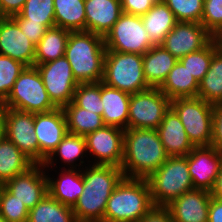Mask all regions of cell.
Segmentation results:
<instances>
[{"instance_id":"6da1fadb","label":"cell","mask_w":222,"mask_h":222,"mask_svg":"<svg viewBox=\"0 0 222 222\" xmlns=\"http://www.w3.org/2000/svg\"><path fill=\"white\" fill-rule=\"evenodd\" d=\"M91 165L82 169L83 193L72 207L78 222H104L107 201L124 177L120 167Z\"/></svg>"},{"instance_id":"7a4b0ae2","label":"cell","mask_w":222,"mask_h":222,"mask_svg":"<svg viewBox=\"0 0 222 222\" xmlns=\"http://www.w3.org/2000/svg\"><path fill=\"white\" fill-rule=\"evenodd\" d=\"M168 155L156 129L128 128L124 130V177L147 179L167 159Z\"/></svg>"},{"instance_id":"3957f363","label":"cell","mask_w":222,"mask_h":222,"mask_svg":"<svg viewBox=\"0 0 222 222\" xmlns=\"http://www.w3.org/2000/svg\"><path fill=\"white\" fill-rule=\"evenodd\" d=\"M105 53L104 37L87 31L70 32L65 57L78 83L102 82Z\"/></svg>"},{"instance_id":"277c9868","label":"cell","mask_w":222,"mask_h":222,"mask_svg":"<svg viewBox=\"0 0 222 222\" xmlns=\"http://www.w3.org/2000/svg\"><path fill=\"white\" fill-rule=\"evenodd\" d=\"M153 206L147 179L123 177L107 201L104 222H139Z\"/></svg>"},{"instance_id":"5b68a950","label":"cell","mask_w":222,"mask_h":222,"mask_svg":"<svg viewBox=\"0 0 222 222\" xmlns=\"http://www.w3.org/2000/svg\"><path fill=\"white\" fill-rule=\"evenodd\" d=\"M154 206H167L183 193L193 188L188 170V155L168 159L148 178Z\"/></svg>"},{"instance_id":"8992f818","label":"cell","mask_w":222,"mask_h":222,"mask_svg":"<svg viewBox=\"0 0 222 222\" xmlns=\"http://www.w3.org/2000/svg\"><path fill=\"white\" fill-rule=\"evenodd\" d=\"M102 82L134 94L150 89L143 73V55L106 51Z\"/></svg>"},{"instance_id":"52a82bcc","label":"cell","mask_w":222,"mask_h":222,"mask_svg":"<svg viewBox=\"0 0 222 222\" xmlns=\"http://www.w3.org/2000/svg\"><path fill=\"white\" fill-rule=\"evenodd\" d=\"M1 105L30 113L49 112L57 108L49 98L35 66L24 68Z\"/></svg>"},{"instance_id":"ba28073f","label":"cell","mask_w":222,"mask_h":222,"mask_svg":"<svg viewBox=\"0 0 222 222\" xmlns=\"http://www.w3.org/2000/svg\"><path fill=\"white\" fill-rule=\"evenodd\" d=\"M170 108L180 118L194 147L211 146L214 105L201 98H177Z\"/></svg>"},{"instance_id":"9c48e42d","label":"cell","mask_w":222,"mask_h":222,"mask_svg":"<svg viewBox=\"0 0 222 222\" xmlns=\"http://www.w3.org/2000/svg\"><path fill=\"white\" fill-rule=\"evenodd\" d=\"M106 51L144 55L155 44L145 30L141 16L122 13L104 37Z\"/></svg>"},{"instance_id":"30bf717a","label":"cell","mask_w":222,"mask_h":222,"mask_svg":"<svg viewBox=\"0 0 222 222\" xmlns=\"http://www.w3.org/2000/svg\"><path fill=\"white\" fill-rule=\"evenodd\" d=\"M170 102L159 88L131 94L128 128L157 129L170 109Z\"/></svg>"},{"instance_id":"8fae6325","label":"cell","mask_w":222,"mask_h":222,"mask_svg":"<svg viewBox=\"0 0 222 222\" xmlns=\"http://www.w3.org/2000/svg\"><path fill=\"white\" fill-rule=\"evenodd\" d=\"M42 78L52 103L57 108L68 105L79 85L73 76L70 63L65 56L35 66Z\"/></svg>"},{"instance_id":"7c38bea8","label":"cell","mask_w":222,"mask_h":222,"mask_svg":"<svg viewBox=\"0 0 222 222\" xmlns=\"http://www.w3.org/2000/svg\"><path fill=\"white\" fill-rule=\"evenodd\" d=\"M87 153L93 165H112L121 168L123 162L124 129L105 125L85 136ZM97 159V160H96Z\"/></svg>"},{"instance_id":"4fadbf2b","label":"cell","mask_w":222,"mask_h":222,"mask_svg":"<svg viewBox=\"0 0 222 222\" xmlns=\"http://www.w3.org/2000/svg\"><path fill=\"white\" fill-rule=\"evenodd\" d=\"M5 137L35 164H39V144L34 133V113L4 107Z\"/></svg>"},{"instance_id":"5bb4252c","label":"cell","mask_w":222,"mask_h":222,"mask_svg":"<svg viewBox=\"0 0 222 222\" xmlns=\"http://www.w3.org/2000/svg\"><path fill=\"white\" fill-rule=\"evenodd\" d=\"M214 37L201 24L177 22L161 44L177 60L204 48Z\"/></svg>"},{"instance_id":"9a60e30c","label":"cell","mask_w":222,"mask_h":222,"mask_svg":"<svg viewBox=\"0 0 222 222\" xmlns=\"http://www.w3.org/2000/svg\"><path fill=\"white\" fill-rule=\"evenodd\" d=\"M34 133L39 144V164H43L68 133L63 109L34 113Z\"/></svg>"},{"instance_id":"2e32d148","label":"cell","mask_w":222,"mask_h":222,"mask_svg":"<svg viewBox=\"0 0 222 222\" xmlns=\"http://www.w3.org/2000/svg\"><path fill=\"white\" fill-rule=\"evenodd\" d=\"M222 167V153L213 146L194 147L188 154V170L194 189L211 192Z\"/></svg>"},{"instance_id":"e0dca14e","label":"cell","mask_w":222,"mask_h":222,"mask_svg":"<svg viewBox=\"0 0 222 222\" xmlns=\"http://www.w3.org/2000/svg\"><path fill=\"white\" fill-rule=\"evenodd\" d=\"M46 174L43 164H34L27 171L7 180L3 186L30 210L48 194Z\"/></svg>"},{"instance_id":"ac0fdd59","label":"cell","mask_w":222,"mask_h":222,"mask_svg":"<svg viewBox=\"0 0 222 222\" xmlns=\"http://www.w3.org/2000/svg\"><path fill=\"white\" fill-rule=\"evenodd\" d=\"M36 45L26 37L12 17L0 20V54L26 67L34 66Z\"/></svg>"},{"instance_id":"d6986e66","label":"cell","mask_w":222,"mask_h":222,"mask_svg":"<svg viewBox=\"0 0 222 222\" xmlns=\"http://www.w3.org/2000/svg\"><path fill=\"white\" fill-rule=\"evenodd\" d=\"M211 192L192 189L165 206L173 222H208Z\"/></svg>"},{"instance_id":"ffe728a7","label":"cell","mask_w":222,"mask_h":222,"mask_svg":"<svg viewBox=\"0 0 222 222\" xmlns=\"http://www.w3.org/2000/svg\"><path fill=\"white\" fill-rule=\"evenodd\" d=\"M86 31L105 37L122 11L121 0H85Z\"/></svg>"},{"instance_id":"44dd1931","label":"cell","mask_w":222,"mask_h":222,"mask_svg":"<svg viewBox=\"0 0 222 222\" xmlns=\"http://www.w3.org/2000/svg\"><path fill=\"white\" fill-rule=\"evenodd\" d=\"M156 130L169 157L187 156L193 150L180 118L171 108Z\"/></svg>"},{"instance_id":"7402d4cb","label":"cell","mask_w":222,"mask_h":222,"mask_svg":"<svg viewBox=\"0 0 222 222\" xmlns=\"http://www.w3.org/2000/svg\"><path fill=\"white\" fill-rule=\"evenodd\" d=\"M130 95L101 82L102 118L105 125L128 129Z\"/></svg>"},{"instance_id":"603a6c76","label":"cell","mask_w":222,"mask_h":222,"mask_svg":"<svg viewBox=\"0 0 222 222\" xmlns=\"http://www.w3.org/2000/svg\"><path fill=\"white\" fill-rule=\"evenodd\" d=\"M59 178H51L47 175L48 193L66 206L73 207L83 193L82 170L66 169L58 173Z\"/></svg>"},{"instance_id":"cb8c5ba5","label":"cell","mask_w":222,"mask_h":222,"mask_svg":"<svg viewBox=\"0 0 222 222\" xmlns=\"http://www.w3.org/2000/svg\"><path fill=\"white\" fill-rule=\"evenodd\" d=\"M178 60L162 45L151 47L143 55V73L151 88H159Z\"/></svg>"},{"instance_id":"d4e9b609","label":"cell","mask_w":222,"mask_h":222,"mask_svg":"<svg viewBox=\"0 0 222 222\" xmlns=\"http://www.w3.org/2000/svg\"><path fill=\"white\" fill-rule=\"evenodd\" d=\"M198 88L199 83L197 80L179 60L159 87L170 100L197 97Z\"/></svg>"},{"instance_id":"484cf974","label":"cell","mask_w":222,"mask_h":222,"mask_svg":"<svg viewBox=\"0 0 222 222\" xmlns=\"http://www.w3.org/2000/svg\"><path fill=\"white\" fill-rule=\"evenodd\" d=\"M141 18L145 30L155 45H161L165 36L177 23L173 12L162 0L155 3Z\"/></svg>"},{"instance_id":"4316f807","label":"cell","mask_w":222,"mask_h":222,"mask_svg":"<svg viewBox=\"0 0 222 222\" xmlns=\"http://www.w3.org/2000/svg\"><path fill=\"white\" fill-rule=\"evenodd\" d=\"M83 155L84 157L88 155L85 136L67 133L43 165L46 170L49 169L50 166L55 167L54 163L57 162V156H59L58 158L62 160V163H65L63 165H67V167L69 165V169H77V166L84 167V165H82L85 162L83 161ZM79 159V164H76V161Z\"/></svg>"},{"instance_id":"83f0119b","label":"cell","mask_w":222,"mask_h":222,"mask_svg":"<svg viewBox=\"0 0 222 222\" xmlns=\"http://www.w3.org/2000/svg\"><path fill=\"white\" fill-rule=\"evenodd\" d=\"M35 163L5 136L0 140V185L27 171Z\"/></svg>"},{"instance_id":"f1b7e54d","label":"cell","mask_w":222,"mask_h":222,"mask_svg":"<svg viewBox=\"0 0 222 222\" xmlns=\"http://www.w3.org/2000/svg\"><path fill=\"white\" fill-rule=\"evenodd\" d=\"M70 31L61 27L48 28L36 45L34 66L44 64L65 56Z\"/></svg>"},{"instance_id":"f546056e","label":"cell","mask_w":222,"mask_h":222,"mask_svg":"<svg viewBox=\"0 0 222 222\" xmlns=\"http://www.w3.org/2000/svg\"><path fill=\"white\" fill-rule=\"evenodd\" d=\"M55 26L70 32L86 31L85 0H53Z\"/></svg>"},{"instance_id":"4dcf8cb0","label":"cell","mask_w":222,"mask_h":222,"mask_svg":"<svg viewBox=\"0 0 222 222\" xmlns=\"http://www.w3.org/2000/svg\"><path fill=\"white\" fill-rule=\"evenodd\" d=\"M27 222H78L72 207L54 199L49 193L29 210Z\"/></svg>"},{"instance_id":"1f68e13d","label":"cell","mask_w":222,"mask_h":222,"mask_svg":"<svg viewBox=\"0 0 222 222\" xmlns=\"http://www.w3.org/2000/svg\"><path fill=\"white\" fill-rule=\"evenodd\" d=\"M198 98L212 105L222 103V48L212 56L208 72L199 82Z\"/></svg>"},{"instance_id":"d6a6232c","label":"cell","mask_w":222,"mask_h":222,"mask_svg":"<svg viewBox=\"0 0 222 222\" xmlns=\"http://www.w3.org/2000/svg\"><path fill=\"white\" fill-rule=\"evenodd\" d=\"M65 114L68 133L86 136L105 126L101 115L77 107L72 101L62 108Z\"/></svg>"},{"instance_id":"836d02e7","label":"cell","mask_w":222,"mask_h":222,"mask_svg":"<svg viewBox=\"0 0 222 222\" xmlns=\"http://www.w3.org/2000/svg\"><path fill=\"white\" fill-rule=\"evenodd\" d=\"M220 48L213 38L204 48L179 59L199 83L208 72L213 54Z\"/></svg>"},{"instance_id":"e575fe53","label":"cell","mask_w":222,"mask_h":222,"mask_svg":"<svg viewBox=\"0 0 222 222\" xmlns=\"http://www.w3.org/2000/svg\"><path fill=\"white\" fill-rule=\"evenodd\" d=\"M72 102L83 109L102 116L101 82L79 83L75 89Z\"/></svg>"},{"instance_id":"d590c367","label":"cell","mask_w":222,"mask_h":222,"mask_svg":"<svg viewBox=\"0 0 222 222\" xmlns=\"http://www.w3.org/2000/svg\"><path fill=\"white\" fill-rule=\"evenodd\" d=\"M30 22L41 23L47 28L55 26L53 0H26L22 11L19 13Z\"/></svg>"},{"instance_id":"8d00e7d4","label":"cell","mask_w":222,"mask_h":222,"mask_svg":"<svg viewBox=\"0 0 222 222\" xmlns=\"http://www.w3.org/2000/svg\"><path fill=\"white\" fill-rule=\"evenodd\" d=\"M0 216L6 222H27L29 209L0 185Z\"/></svg>"},{"instance_id":"74e56055","label":"cell","mask_w":222,"mask_h":222,"mask_svg":"<svg viewBox=\"0 0 222 222\" xmlns=\"http://www.w3.org/2000/svg\"><path fill=\"white\" fill-rule=\"evenodd\" d=\"M173 12L177 22L201 23L204 0H162Z\"/></svg>"},{"instance_id":"f35d334b","label":"cell","mask_w":222,"mask_h":222,"mask_svg":"<svg viewBox=\"0 0 222 222\" xmlns=\"http://www.w3.org/2000/svg\"><path fill=\"white\" fill-rule=\"evenodd\" d=\"M25 67L21 62L0 54V105L10 94L15 81Z\"/></svg>"},{"instance_id":"ab89813d","label":"cell","mask_w":222,"mask_h":222,"mask_svg":"<svg viewBox=\"0 0 222 222\" xmlns=\"http://www.w3.org/2000/svg\"><path fill=\"white\" fill-rule=\"evenodd\" d=\"M201 24L215 38L222 30V0H204Z\"/></svg>"},{"instance_id":"60d3db41","label":"cell","mask_w":222,"mask_h":222,"mask_svg":"<svg viewBox=\"0 0 222 222\" xmlns=\"http://www.w3.org/2000/svg\"><path fill=\"white\" fill-rule=\"evenodd\" d=\"M12 18L17 22L23 34L35 45L39 43L48 29L41 23L30 22V20L24 19L20 14L14 15Z\"/></svg>"},{"instance_id":"b9f144b4","label":"cell","mask_w":222,"mask_h":222,"mask_svg":"<svg viewBox=\"0 0 222 222\" xmlns=\"http://www.w3.org/2000/svg\"><path fill=\"white\" fill-rule=\"evenodd\" d=\"M161 0H121L122 11L135 16H143L155 3Z\"/></svg>"},{"instance_id":"7bdbcfd3","label":"cell","mask_w":222,"mask_h":222,"mask_svg":"<svg viewBox=\"0 0 222 222\" xmlns=\"http://www.w3.org/2000/svg\"><path fill=\"white\" fill-rule=\"evenodd\" d=\"M211 146L222 153V103L214 105Z\"/></svg>"},{"instance_id":"ee69618b","label":"cell","mask_w":222,"mask_h":222,"mask_svg":"<svg viewBox=\"0 0 222 222\" xmlns=\"http://www.w3.org/2000/svg\"><path fill=\"white\" fill-rule=\"evenodd\" d=\"M139 222H173V220L166 207L153 206Z\"/></svg>"},{"instance_id":"f6af8a7d","label":"cell","mask_w":222,"mask_h":222,"mask_svg":"<svg viewBox=\"0 0 222 222\" xmlns=\"http://www.w3.org/2000/svg\"><path fill=\"white\" fill-rule=\"evenodd\" d=\"M25 2L26 0H0L1 7L7 17L19 14L22 11Z\"/></svg>"},{"instance_id":"bcb514c9","label":"cell","mask_w":222,"mask_h":222,"mask_svg":"<svg viewBox=\"0 0 222 222\" xmlns=\"http://www.w3.org/2000/svg\"><path fill=\"white\" fill-rule=\"evenodd\" d=\"M208 222H222V200L211 197Z\"/></svg>"},{"instance_id":"7dc6e473","label":"cell","mask_w":222,"mask_h":222,"mask_svg":"<svg viewBox=\"0 0 222 222\" xmlns=\"http://www.w3.org/2000/svg\"><path fill=\"white\" fill-rule=\"evenodd\" d=\"M211 196L222 200V167L220 169L219 175L217 176L213 190L211 191Z\"/></svg>"},{"instance_id":"c3c4849f","label":"cell","mask_w":222,"mask_h":222,"mask_svg":"<svg viewBox=\"0 0 222 222\" xmlns=\"http://www.w3.org/2000/svg\"><path fill=\"white\" fill-rule=\"evenodd\" d=\"M5 136L4 133V107L0 105V140Z\"/></svg>"},{"instance_id":"681fc988","label":"cell","mask_w":222,"mask_h":222,"mask_svg":"<svg viewBox=\"0 0 222 222\" xmlns=\"http://www.w3.org/2000/svg\"><path fill=\"white\" fill-rule=\"evenodd\" d=\"M215 40L217 41L218 45L222 48V30H221V32L215 37Z\"/></svg>"},{"instance_id":"f907efd6","label":"cell","mask_w":222,"mask_h":222,"mask_svg":"<svg viewBox=\"0 0 222 222\" xmlns=\"http://www.w3.org/2000/svg\"><path fill=\"white\" fill-rule=\"evenodd\" d=\"M6 17L7 16L4 14V11H3L1 4H0V20L5 19Z\"/></svg>"},{"instance_id":"816d5d0a","label":"cell","mask_w":222,"mask_h":222,"mask_svg":"<svg viewBox=\"0 0 222 222\" xmlns=\"http://www.w3.org/2000/svg\"><path fill=\"white\" fill-rule=\"evenodd\" d=\"M0 222H6V221L0 216Z\"/></svg>"}]
</instances>
